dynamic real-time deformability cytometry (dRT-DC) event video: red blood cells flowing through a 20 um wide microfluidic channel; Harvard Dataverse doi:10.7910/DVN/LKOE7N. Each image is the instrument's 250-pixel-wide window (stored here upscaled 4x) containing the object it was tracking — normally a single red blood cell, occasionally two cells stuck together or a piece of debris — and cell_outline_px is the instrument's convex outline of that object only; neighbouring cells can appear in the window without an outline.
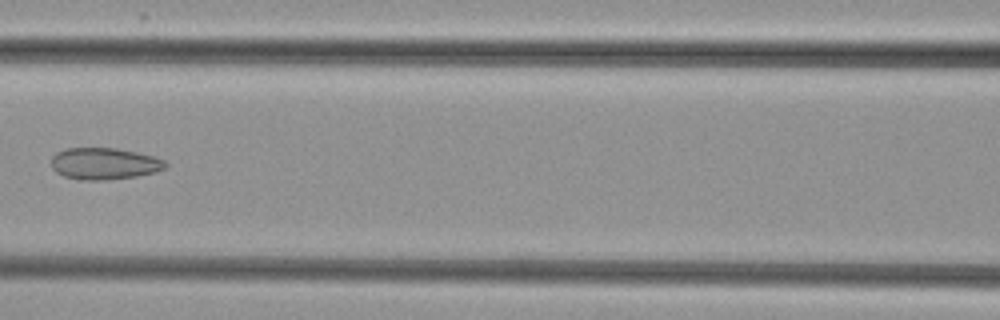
{"species": "common noctule bat (a hibernating species)", "species_latin": "Nyctalus noctula", "temperature_condition": "cold", "stored_images_in_passage": 8, "camera_frame_rate_fps": 3000, "um_per_image_px": 0.085, "animal": {"sex": "female", "body_mass_g": 29.2, "forearm_length_mm": 56.3}, "frame": {"image": 1, "passage_image": 7, "time_ms": 8.0, "image_size_px": [1000, 320], "cell_outline_px": [[168, 164], [164, 168], [156, 172], [136, 176], [108, 180], [80, 180], [64, 176], [56, 172], [52, 168], [52, 156], [56, 152], [64, 148], [116, 148], [136, 152], [152, 156], [164, 160]], "centroid_in_image_um": [8.84, 13.91], "position_along_channel_um": 157.8, "area_um2": 21.15}}
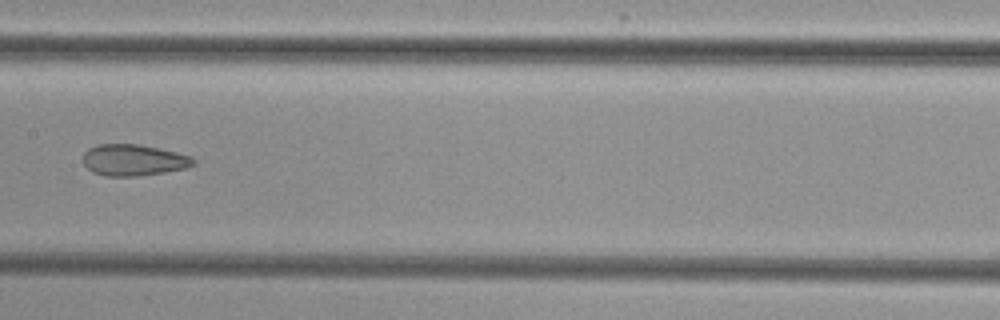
{"frame": {"image": 2, "passage_image": 8, "time_ms": 9.0, "image_size_px": [1000, 320], "cell_outline_px": [[196, 164], [184, 168], [164, 172], [136, 176], [104, 176], [92, 172], [80, 160], [84, 152], [88, 148], [96, 144], [140, 144], [160, 148], [192, 156], [196, 160]], "centroid_in_image_um": [11.32, 13.59], "position_along_channel_um": 196.1, "area_um2": 20.46}}